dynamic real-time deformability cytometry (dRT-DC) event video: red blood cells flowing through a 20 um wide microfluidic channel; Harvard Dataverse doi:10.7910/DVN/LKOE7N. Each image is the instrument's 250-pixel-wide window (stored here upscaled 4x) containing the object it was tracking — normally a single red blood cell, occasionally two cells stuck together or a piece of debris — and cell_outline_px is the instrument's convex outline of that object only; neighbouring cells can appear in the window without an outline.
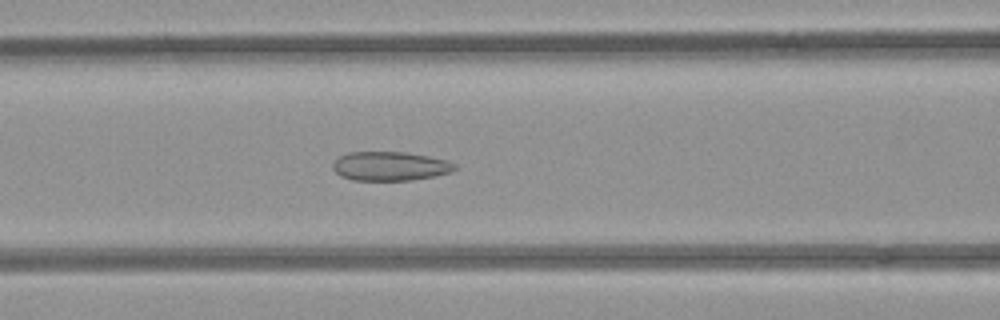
{"species": "common noctule bat (a hibernating species)", "species_latin": "Nyctalus noctula", "temperature_condition": "room temperature", "stored_images_in_passage": 44, "camera_frame_rate_fps": 3000, "um_per_image_px": 0.085, "animal": {"sex": "female", "body_mass_g": 21.9}, "frame": {"image": 1, "passage_image": 13, "time_ms": 4.0, "image_size_px": [1000, 320], "cell_outline_px": [[456, 168], [452, 172], [412, 180], [352, 180], [340, 176], [332, 168], [332, 164], [340, 156], [348, 152], [404, 152], [428, 156], [448, 160], [456, 164]], "centroid_in_image_um": [33.15, 14.12], "position_along_channel_um": 133.4, "area_um2": 20.63}}
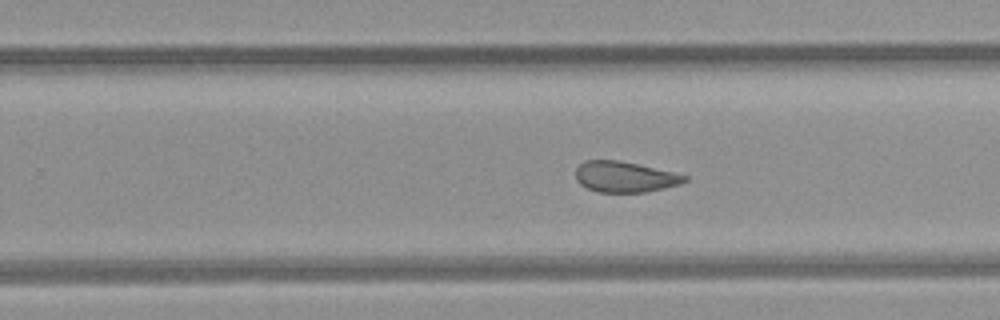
{"frame": {"image": 2, "passage_image": 24, "time_ms": 7.667, "image_size_px": [1000, 320], "cell_outline_px": [[688, 180], [680, 184], [648, 192], [596, 192], [580, 184], [576, 180], [576, 168], [584, 160], [620, 160], [672, 172], [688, 176]], "centroid_in_image_um": [53.09, 15.03], "position_along_channel_um": 276.7, "area_um2": 19.54}}
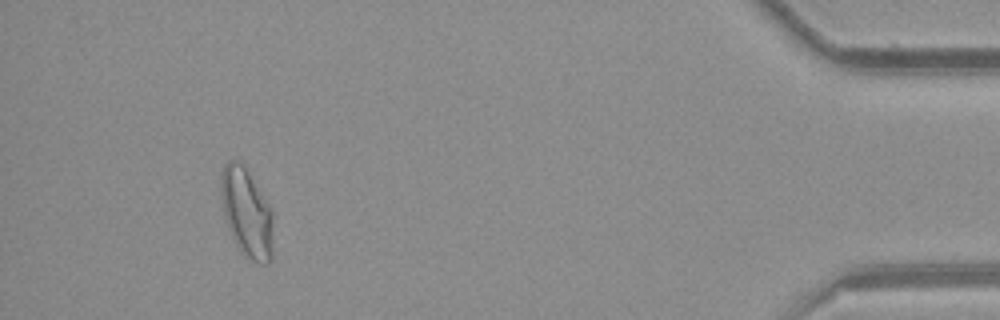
{"frame": {"image": 3, "passage_image": 40, "time_ms": 13.0, "image_size_px": [1000, 320], "cell_outline_px": [[272, 260], [268, 264], [260, 264], [248, 260], [240, 252], [228, 228], [224, 216], [220, 192], [220, 176], [224, 164], [228, 160], [236, 160], [244, 164], [272, 208]], "centroid_in_image_um": [20.96, 18.09], "position_along_channel_um": 414.2, "area_um2": 27.63}, "authors_computed_cell_mechanics": {"area_um2": 22.4842, "velocity_mm_per_s": 3.9074, "shape_relaxation_time_tau1_ms": null, "shape_relaxation_time_tau2_ms": 1.782, "deformation_change_tau1": null, "deformation_change_tau2": 0.0831}}